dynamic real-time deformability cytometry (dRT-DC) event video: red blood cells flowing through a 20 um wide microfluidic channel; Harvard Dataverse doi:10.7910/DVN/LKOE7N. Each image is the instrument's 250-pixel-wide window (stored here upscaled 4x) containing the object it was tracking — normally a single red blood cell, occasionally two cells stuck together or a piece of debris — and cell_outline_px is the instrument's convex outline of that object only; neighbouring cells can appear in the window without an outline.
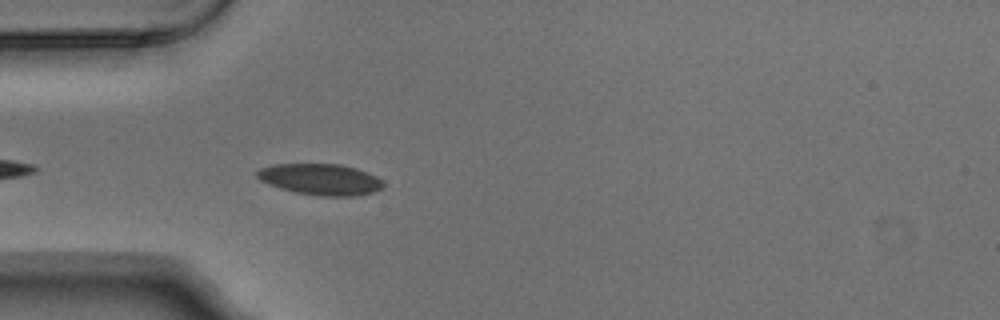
{"species": "Egyptian fruit bat (a non-hibernating species)", "species_latin": "Rousettus aegyptiacus", "temperature_condition": "warm", "stored_images_in_passage": 4, "camera_frame_rate_fps": 3000, "um_per_image_px": 0.085, "animal": {"sex": "male"}, "frame": {"image": 1, "passage_image": 4, "time_ms": 1.0, "image_size_px": [1000, 320], "cell_outline_px": [[384, 184], [380, 188], [372, 192], [352, 196], [320, 196], [296, 192], [280, 188], [268, 184], [260, 180], [256, 176], [256, 172], [260, 168], [272, 164], [340, 164], [356, 168], [376, 176]], "centroid_in_image_um": [27.19, 15.24], "position_along_channel_um": 57.8, "area_um2": 22.77}}